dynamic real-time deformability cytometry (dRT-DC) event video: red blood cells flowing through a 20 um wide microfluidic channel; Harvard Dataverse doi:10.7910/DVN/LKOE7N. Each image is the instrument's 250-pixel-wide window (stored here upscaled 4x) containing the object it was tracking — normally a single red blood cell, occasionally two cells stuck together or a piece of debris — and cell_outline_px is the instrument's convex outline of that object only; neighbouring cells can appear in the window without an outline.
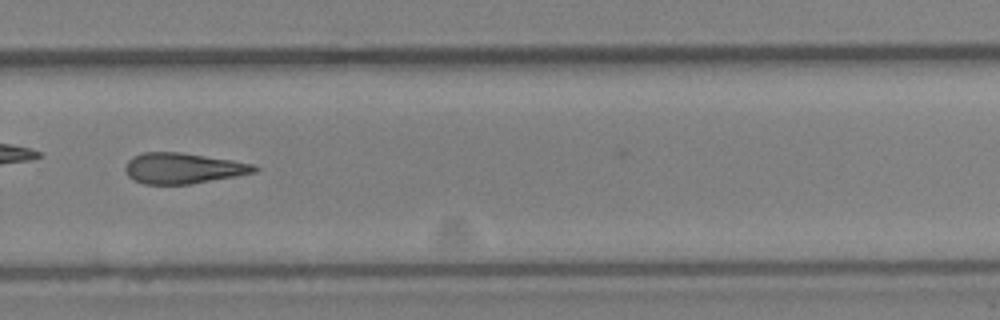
{"species": "Egyptian fruit bat (a non-hibernating species)", "species_latin": "Rousettus aegyptiacus", "temperature_condition": "cold", "stored_images_in_passage": 37, "camera_frame_rate_fps": 3000, "um_per_image_px": 0.085, "animal": {"sex": "female"}, "frame": {"image": 1, "passage_image": 31, "time_ms": 10.0, "image_size_px": [1000, 320], "cell_outline_px": [[260, 168], [256, 172], [236, 176], [192, 184], [144, 184], [128, 176], [124, 168], [128, 160], [132, 156], [144, 152], [180, 152], [232, 160], [252, 164]], "centroid_in_image_um": [15.55, 14.3], "position_along_channel_um": 314.2, "area_um2": 23.06}}